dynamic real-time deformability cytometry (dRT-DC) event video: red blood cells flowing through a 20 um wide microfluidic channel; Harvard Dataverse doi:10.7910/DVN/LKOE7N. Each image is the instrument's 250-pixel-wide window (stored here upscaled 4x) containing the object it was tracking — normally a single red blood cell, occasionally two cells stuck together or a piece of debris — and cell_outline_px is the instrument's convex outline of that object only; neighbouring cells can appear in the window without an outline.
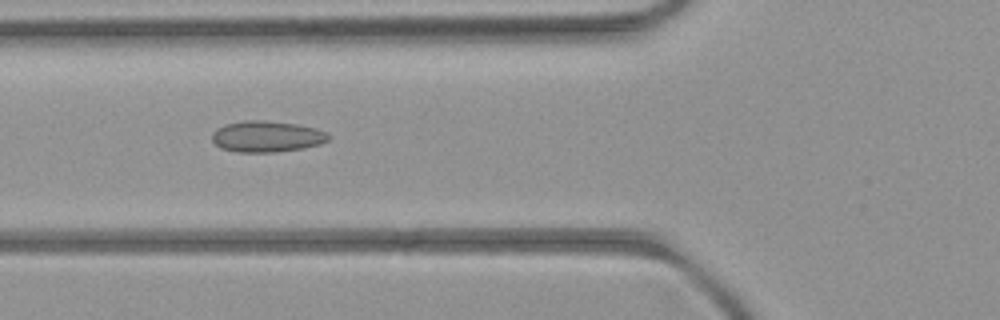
{"species": "common noctule bat (a hibernating species)", "species_latin": "Nyctalus noctula", "temperature_condition": "room temperature", "stored_images_in_passage": 5, "camera_frame_rate_fps": 3000, "um_per_image_px": 0.085, "animal": {"sex": "female", "body_mass_g": 21.9}, "frame": {"image": 1, "passage_image": 2, "time_ms": 1.0, "image_size_px": [1000, 320], "cell_outline_px": [[328, 140], [320, 144], [304, 148], [276, 152], [236, 152], [220, 148], [212, 140], [212, 132], [216, 128], [224, 124], [244, 120], [264, 120], [296, 124], [312, 128], [324, 132], [328, 136]], "centroid_in_image_um": [22.6, 11.6], "position_along_channel_um": 103.2, "area_um2": 21.1}}
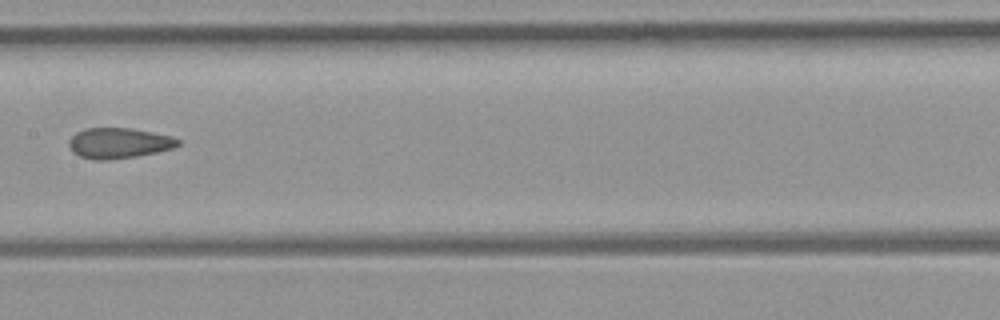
{"frame": {"image": 2, "passage_image": 4, "time_ms": 3.333, "image_size_px": [1000, 320], "cell_outline_px": [[180, 144], [176, 148], [136, 156], [108, 160], [92, 160], [80, 156], [72, 152], [68, 144], [68, 140], [76, 132], [84, 128], [132, 128], [172, 136], [180, 140]], "centroid_in_image_um": [10.09, 12.16], "position_along_channel_um": 197.3, "area_um2": 19.59}}
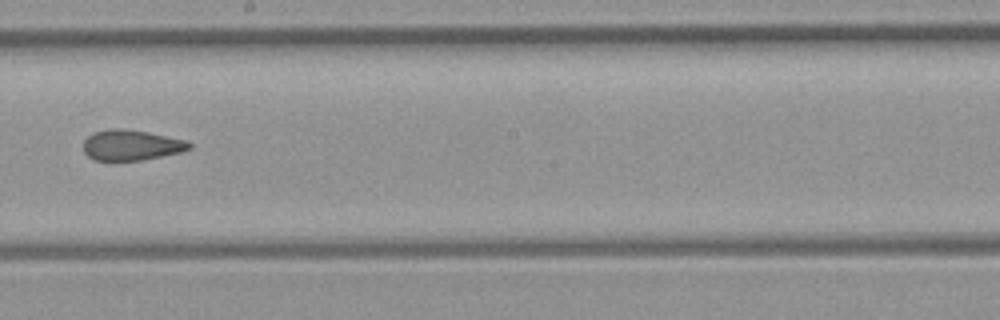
{"frame": {"image": 3, "passage_image": 5, "time_ms": 4.333, "image_size_px": [1000, 320], "cell_outline_px": [[192, 148], [180, 152], [144, 160], [96, 160], [88, 156], [84, 152], [84, 140], [92, 132], [108, 128], [124, 128], [148, 132], [184, 140], [192, 144]], "centroid_in_image_um": [11.14, 12.32], "position_along_channel_um": 237.1, "area_um2": 18.84}}